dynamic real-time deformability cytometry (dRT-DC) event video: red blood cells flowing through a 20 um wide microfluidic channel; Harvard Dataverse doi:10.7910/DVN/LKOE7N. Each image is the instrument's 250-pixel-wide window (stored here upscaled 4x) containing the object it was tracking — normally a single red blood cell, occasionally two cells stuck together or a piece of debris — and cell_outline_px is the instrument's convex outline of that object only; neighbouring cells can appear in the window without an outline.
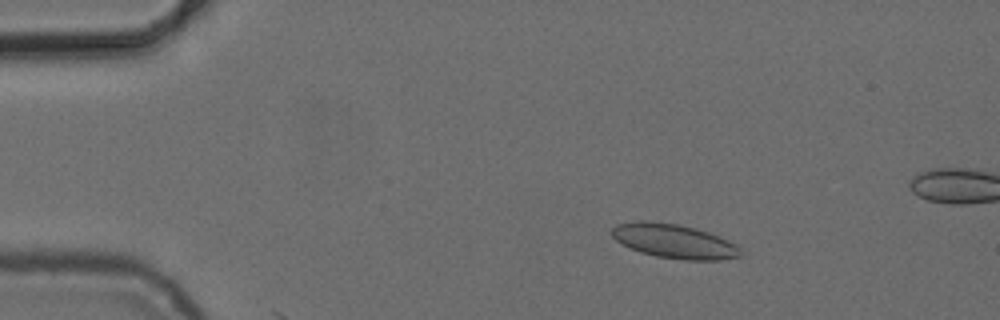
{"species": "common noctule bat (a hibernating species)", "species_latin": "Nyctalus noctula", "temperature_condition": "cold", "stored_images_in_passage": 6, "camera_frame_rate_fps": 3000, "um_per_image_px": 0.085, "animal": {"sex": "female", "body_mass_g": 24.6, "forearm_length_mm": 56.2}, "frame": {"image": 1, "passage_image": 1, "time_ms": 0.0, "image_size_px": [1000, 320], "cell_outline_px": [[744, 256], [720, 260], [684, 260], [656, 256], [640, 252], [620, 244], [612, 236], [612, 228], [616, 224], [640, 220], [644, 220], [676, 224], [696, 228], [720, 236], [736, 244], [740, 248]], "centroid_in_image_um": [57.32, 20.5], "position_along_channel_um": 27.7, "area_um2": 25.89}}
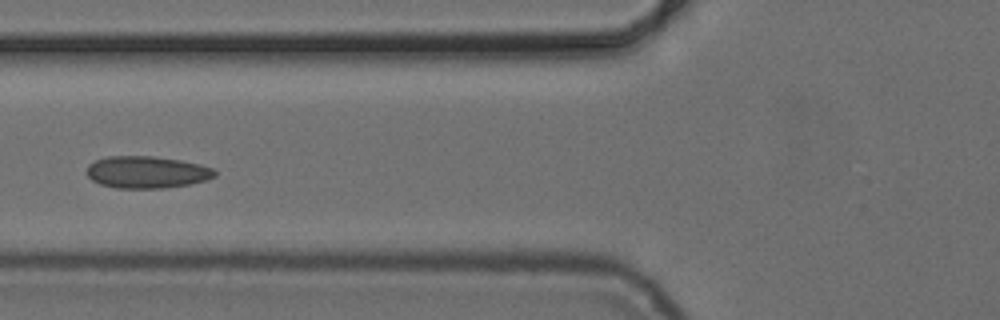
{"frame": {"image": 2, "passage_image": 4, "time_ms": 4.0, "image_size_px": [1000, 320], "cell_outline_px": [[216, 176], [192, 184], [164, 188], [116, 188], [100, 184], [92, 180], [88, 176], [88, 164], [96, 160], [108, 156], [152, 156], [180, 160], [200, 164], [212, 168], [216, 172]], "centroid_in_image_um": [12.48, 14.63], "position_along_channel_um": 113.3, "area_um2": 23.87}}
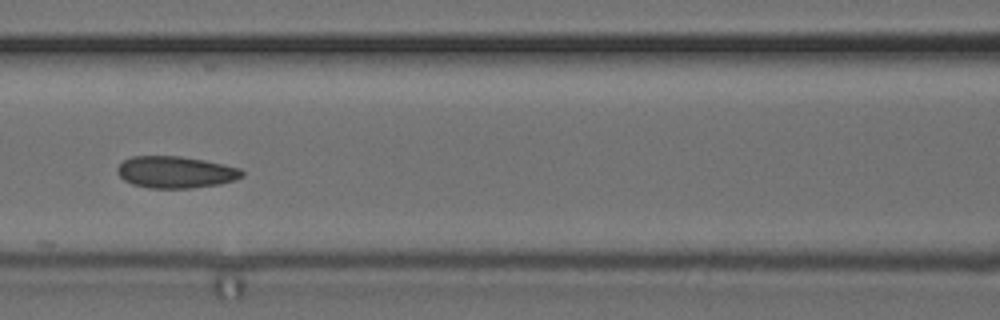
{"frame": {"image": 3, "passage_image": 5, "time_ms": 5.0, "image_size_px": [1000, 320], "cell_outline_px": [[244, 176], [236, 180], [220, 184], [192, 188], [148, 188], [132, 184], [124, 180], [116, 172], [116, 168], [124, 160], [132, 156], [180, 156], [204, 160], [224, 164], [240, 168], [244, 172]], "centroid_in_image_um": [14.94, 14.63], "position_along_channel_um": 151.7, "area_um2": 23.29}}